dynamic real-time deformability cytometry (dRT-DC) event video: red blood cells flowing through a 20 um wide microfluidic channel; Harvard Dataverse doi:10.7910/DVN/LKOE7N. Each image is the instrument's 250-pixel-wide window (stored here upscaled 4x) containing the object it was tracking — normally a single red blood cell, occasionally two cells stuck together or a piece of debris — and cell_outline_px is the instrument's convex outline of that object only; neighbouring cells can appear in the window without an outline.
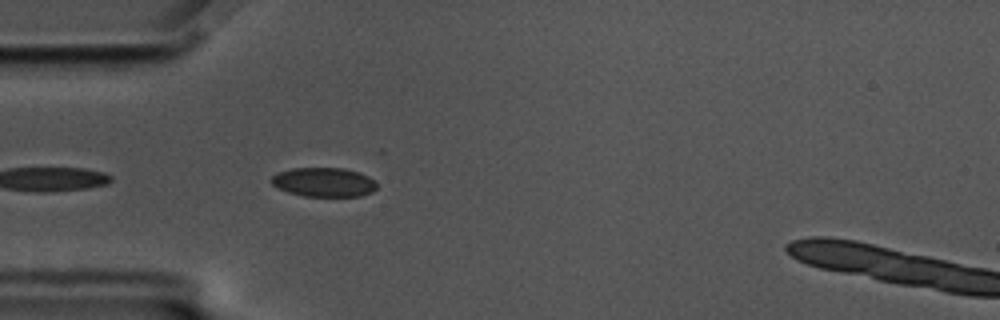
{"species": "common noctule bat (a hibernating species)", "species_latin": "Nyctalus noctula", "temperature_condition": "cold", "stored_images_in_passage": 26, "camera_frame_rate_fps": 3000, "um_per_image_px": 0.085, "animal": {"sex": "male", "body_mass_g": 17.5, "forearm_length_mm": 52.3}, "frame": {"image": 1, "passage_image": 1, "time_ms": 0.0, "image_size_px": [1000, 320], "cell_outline_px": [[376, 188], [372, 192], [360, 196], [304, 196], [288, 192], [272, 184], [268, 180], [276, 172], [292, 168], [344, 168], [360, 172], [368, 176], [376, 184]], "centroid_in_image_um": [27.49, 15.47], "position_along_channel_um": 57.5, "area_um2": 17.98}}
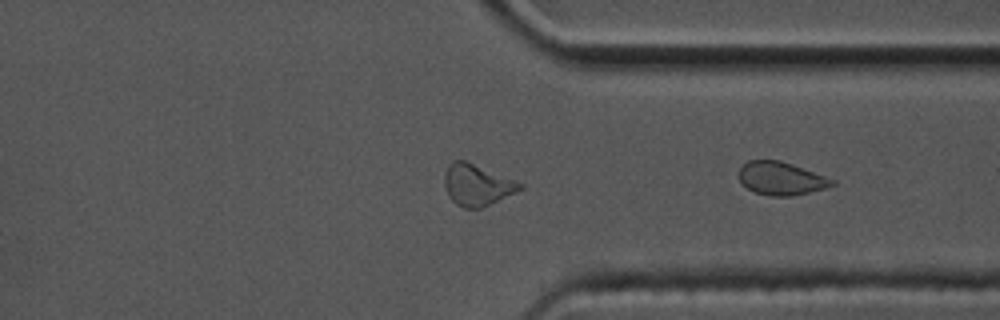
{"frame": {"image": 2, "passage_image": 26, "time_ms": 8.333, "image_size_px": [1000, 320], "cell_outline_px": [[836, 184], [824, 188], [792, 196], [772, 196], [756, 192], [748, 188], [740, 180], [740, 168], [748, 160], [780, 160], [792, 164], [836, 180]], "centroid_in_image_um": [66.41, 15.16], "position_along_channel_um": 345.0, "area_um2": 17.69}}